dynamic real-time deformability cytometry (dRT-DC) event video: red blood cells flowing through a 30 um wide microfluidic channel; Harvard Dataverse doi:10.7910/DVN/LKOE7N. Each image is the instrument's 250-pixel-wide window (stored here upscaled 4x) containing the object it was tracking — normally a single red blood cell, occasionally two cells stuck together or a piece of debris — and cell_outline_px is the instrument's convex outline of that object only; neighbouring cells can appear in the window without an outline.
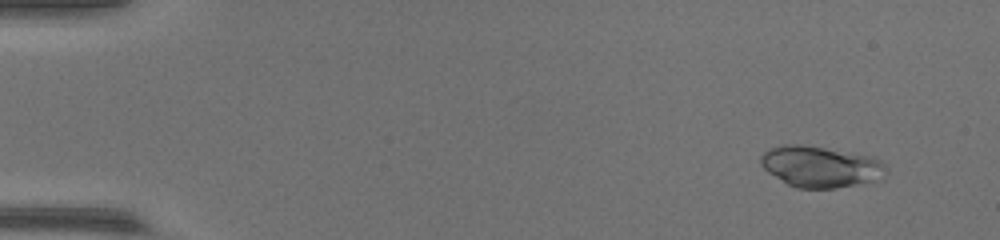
{"species": "common noctule bat (a hibernating species)", "species_latin": "Nyctalus noctula", "temperature_condition": "warm", "stored_images_in_passage": 54, "camera_frame_rate_fps": 3000, "um_per_image_px": 0.085, "animal": {"sex": "female", "body_mass_g": 17.0, "forearm_length_mm": 48.0}, "frame": {"image": 1, "passage_image": 5, "time_ms": 1.333, "image_size_px": [1000, 240], "cell_outline_px": [[888, 172], [872, 180], [836, 188], [796, 188], [788, 184], [768, 172], [760, 164], [760, 156], [768, 148], [780, 144], [800, 144], [872, 156], [880, 160], [888, 168]], "centroid_in_image_um": [69.69, 14.14], "position_along_channel_um": 15.3, "area_um2": 29.82}}
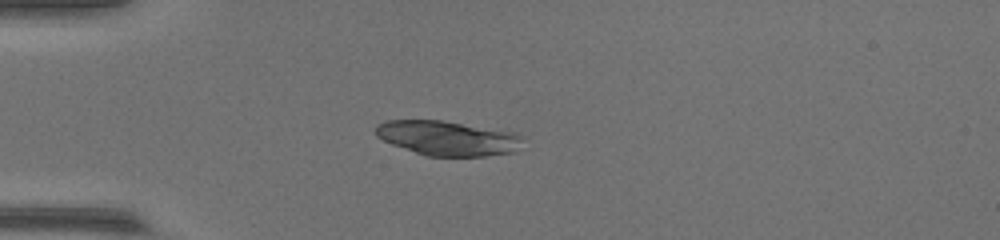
{"frame": {"image": 2, "passage_image": 16, "time_ms": 5.0, "image_size_px": [1000, 240], "cell_outline_px": [[524, 136], [512, 152], [484, 156], [424, 156], [392, 144], [376, 136], [372, 132], [376, 124], [384, 120], [444, 120], [516, 132]], "centroid_in_image_um": [37.97, 11.72], "position_along_channel_um": 47.0, "area_um2": 29.94}}